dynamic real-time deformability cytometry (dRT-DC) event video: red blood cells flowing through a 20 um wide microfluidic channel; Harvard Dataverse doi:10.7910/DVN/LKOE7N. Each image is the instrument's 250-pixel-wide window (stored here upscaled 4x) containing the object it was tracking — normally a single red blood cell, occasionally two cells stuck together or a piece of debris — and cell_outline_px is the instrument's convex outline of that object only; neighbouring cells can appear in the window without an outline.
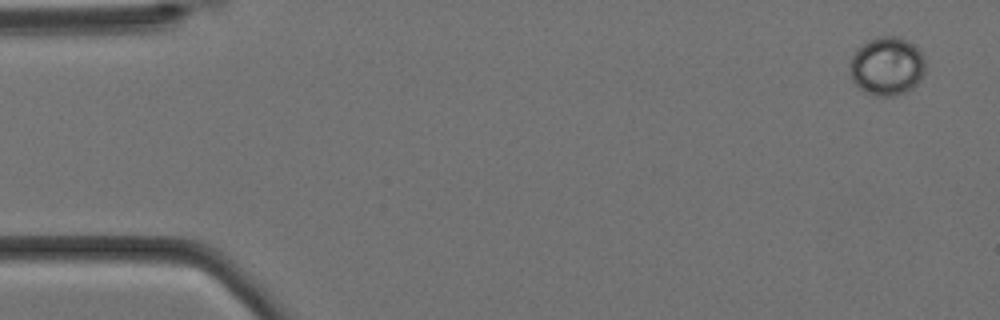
{"species": "Egyptian fruit bat (a non-hibernating species)", "species_latin": "Rousettus aegyptiacus", "temperature_condition": "cold", "stored_images_in_passage": 5, "camera_frame_rate_fps": 3000, "um_per_image_px": 0.085, "animal": {"sex": "female"}, "frame": {"image": 1, "passage_image": 1, "time_ms": 0.0, "image_size_px": [1000, 320], "cell_outline_px": [[924, 72], [920, 80], [908, 92], [896, 96], [876, 96], [864, 92], [852, 80], [848, 64], [852, 56], [864, 44], [872, 40], [884, 36], [892, 36], [908, 40], [924, 56]], "centroid_in_image_um": [75.39, 5.67], "position_along_channel_um": 9.6, "area_um2": 25.55}}
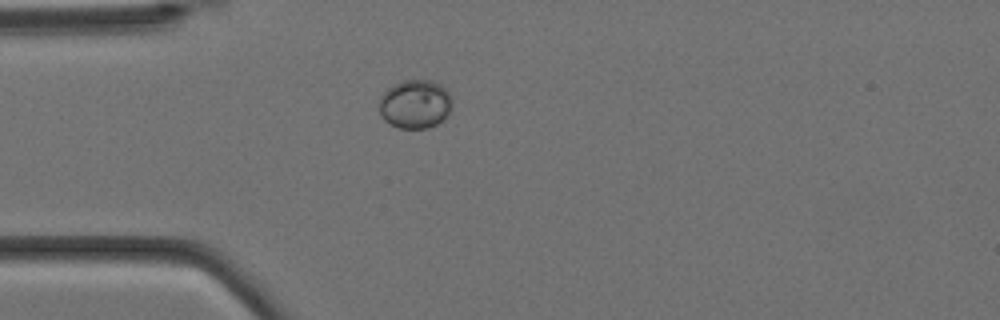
{"frame": {"image": 2, "passage_image": 4, "time_ms": 1.0, "image_size_px": [1000, 320], "cell_outline_px": [[452, 104], [448, 112], [436, 124], [428, 128], [400, 128], [384, 120], [380, 112], [380, 96], [392, 84], [404, 80], [432, 80], [440, 84], [448, 92], [452, 100]], "centroid_in_image_um": [35.27, 8.82], "position_along_channel_um": 49.7, "area_um2": 20.52}}